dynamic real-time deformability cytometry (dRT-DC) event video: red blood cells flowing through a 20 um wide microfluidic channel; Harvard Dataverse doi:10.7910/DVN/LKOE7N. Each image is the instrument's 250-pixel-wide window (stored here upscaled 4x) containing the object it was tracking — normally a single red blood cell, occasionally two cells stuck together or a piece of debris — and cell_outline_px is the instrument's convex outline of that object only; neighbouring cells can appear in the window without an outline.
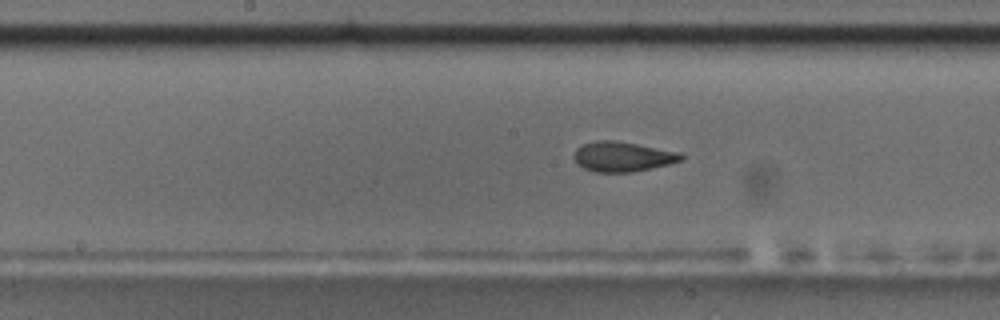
{"species": "common noctule bat (a hibernating species)", "species_latin": "Nyctalus noctula", "temperature_condition": "room temperature", "stored_images_in_passage": 48, "camera_frame_rate_fps": 3000, "um_per_image_px": 0.085, "animal": {"sex": "male", "body_mass_g": 17.5, "forearm_length_mm": 52.3}, "frame": {"image": 1, "passage_image": 21, "time_ms": 6.667, "image_size_px": [1000, 320], "cell_outline_px": [[684, 160], [668, 164], [632, 172], [596, 172], [584, 168], [576, 164], [572, 156], [576, 148], [584, 144], [596, 140], [612, 140], [636, 144], [680, 152], [684, 156]], "centroid_in_image_um": [52.89, 13.31], "position_along_channel_um": 195.3, "area_um2": 18.67}, "authors_computed_cell_mechanics": {"area_um2": 18.8717, "velocity_mm_per_s": 3.6808, "shape_relaxation_time_tau1_ms": null, "shape_relaxation_time_tau2_ms": 1.6741, "deformation_change_tau1": null, "deformation_change_tau2": 0.0788}}